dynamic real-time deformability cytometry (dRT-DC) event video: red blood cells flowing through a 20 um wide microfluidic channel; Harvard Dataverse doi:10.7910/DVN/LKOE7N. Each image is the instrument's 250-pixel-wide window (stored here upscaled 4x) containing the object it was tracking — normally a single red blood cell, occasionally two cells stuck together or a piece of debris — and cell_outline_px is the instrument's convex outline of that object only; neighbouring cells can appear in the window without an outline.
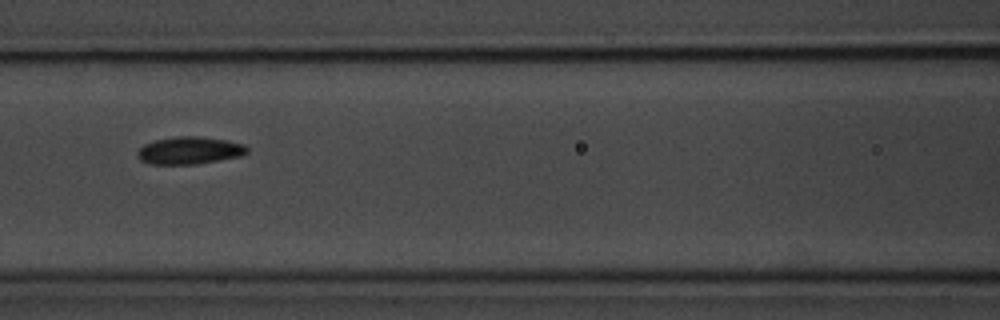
{"species": "common noctule bat (a hibernating species)", "species_latin": "Nyctalus noctula", "temperature_condition": "room temperature", "stored_images_in_passage": 6, "camera_frame_rate_fps": 3000, "um_per_image_px": 0.085, "animal": {"sex": "male", "body_mass_g": 20.1, "forearm_length_mm": 53.5}, "frame": {"image": 1, "passage_image": 4, "time_ms": 1.0, "image_size_px": [1000, 320], "cell_outline_px": [[248, 152], [240, 156], [196, 164], [148, 164], [140, 160], [136, 156], [136, 152], [144, 144], [156, 140], [176, 136], [200, 136], [228, 140], [244, 144], [248, 148]], "centroid_in_image_um": [16.09, 12.78], "position_along_channel_um": 150.5, "area_um2": 17.63}}
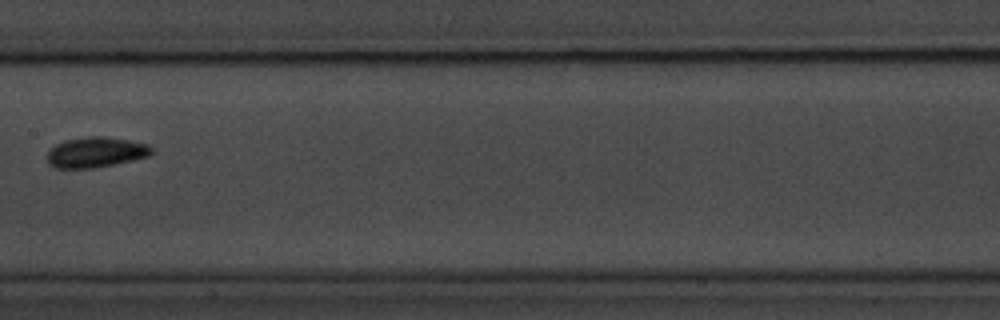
{"frame": {"image": 2, "passage_image": 5, "time_ms": 1.333, "image_size_px": [1000, 320], "cell_outline_px": [[152, 152], [148, 156], [132, 160], [92, 168], [56, 168], [48, 164], [48, 152], [56, 144], [64, 140], [88, 136], [104, 136], [128, 140], [148, 144], [152, 148]], "centroid_in_image_um": [8.12, 12.93], "position_along_channel_um": 199.3, "area_um2": 18.32}}
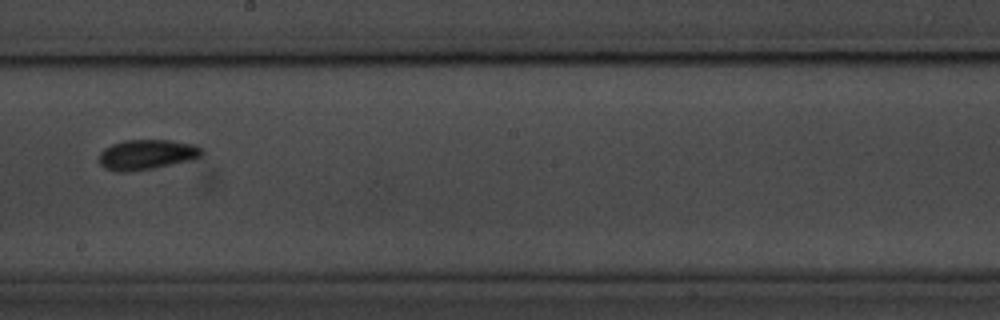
{"frame": {"image": 3, "passage_image": 6, "time_ms": 1.667, "image_size_px": [1000, 320], "cell_outline_px": [[204, 152], [200, 156], [192, 160], [152, 168], [128, 172], [120, 172], [104, 168], [100, 164], [100, 152], [104, 148], [112, 144], [124, 140], [172, 140], [196, 144]], "centroid_in_image_um": [12.48, 13.13], "position_along_channel_um": 235.7, "area_um2": 18.03}}